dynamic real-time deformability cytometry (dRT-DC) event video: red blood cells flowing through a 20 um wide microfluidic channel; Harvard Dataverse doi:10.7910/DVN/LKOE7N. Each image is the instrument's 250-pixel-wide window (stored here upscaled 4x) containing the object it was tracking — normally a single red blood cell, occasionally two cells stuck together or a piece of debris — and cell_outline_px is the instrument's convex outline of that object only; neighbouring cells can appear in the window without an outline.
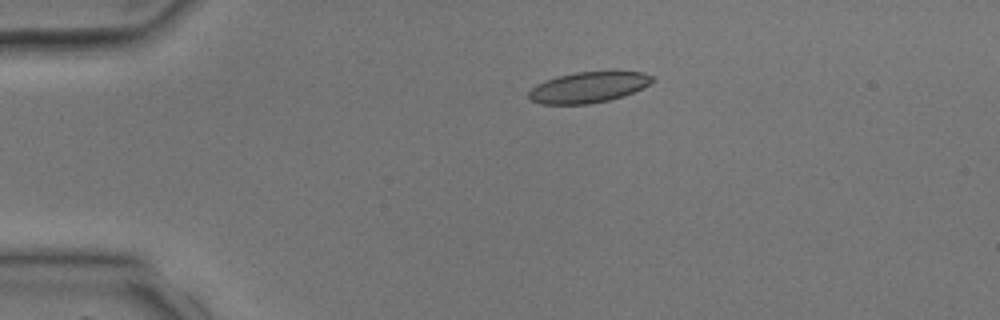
{"species": "common noctule bat (a hibernating species)", "species_latin": "Nyctalus noctula", "temperature_condition": "room temperature", "stored_images_in_passage": 5, "camera_frame_rate_fps": 3000, "um_per_image_px": 0.085, "animal": {"sex": "male", "body_mass_g": 17.9, "forearm_length_mm": 54.2}, "frame": {"image": 1, "passage_image": 3, "time_ms": 2.667, "image_size_px": [1000, 320], "cell_outline_px": [[656, 80], [624, 96], [608, 100], [588, 104], [540, 104], [532, 100], [528, 96], [528, 92], [536, 84], [556, 76], [576, 72], [644, 72], [652, 76]], "centroid_in_image_um": [49.98, 7.42], "position_along_channel_um": 35.0, "area_um2": 21.96}}